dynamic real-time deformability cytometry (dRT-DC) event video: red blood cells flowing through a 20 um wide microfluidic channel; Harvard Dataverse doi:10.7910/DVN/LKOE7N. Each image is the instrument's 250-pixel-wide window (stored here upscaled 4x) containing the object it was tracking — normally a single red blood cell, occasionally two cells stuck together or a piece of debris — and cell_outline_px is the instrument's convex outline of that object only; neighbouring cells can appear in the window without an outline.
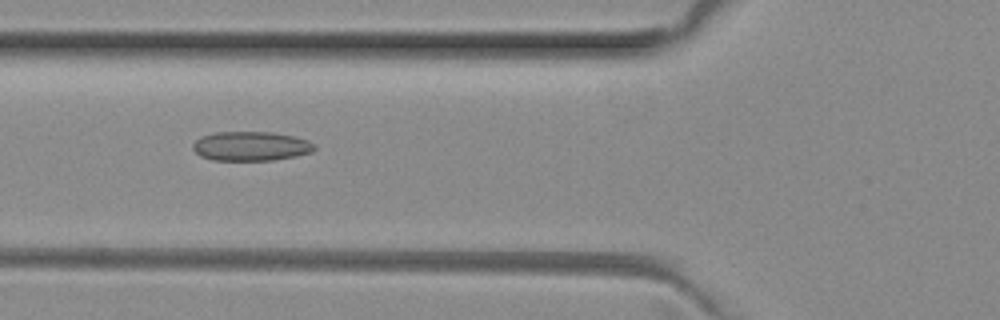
{"species": "common noctule bat (a hibernating species)", "species_latin": "Nyctalus noctula", "temperature_condition": "room temperature", "stored_images_in_passage": 7, "camera_frame_rate_fps": 3000, "um_per_image_px": 0.085, "animal": {"sex": "female", "body_mass_g": 29.2, "forearm_length_mm": 56.3}, "frame": {"image": 1, "passage_image": 5, "time_ms": 1.333, "image_size_px": [1000, 320], "cell_outline_px": [[316, 148], [312, 152], [296, 156], [272, 160], [212, 160], [200, 156], [192, 148], [192, 144], [200, 136], [216, 132], [272, 132], [296, 136], [308, 140], [316, 144]], "centroid_in_image_um": [21.34, 12.42], "position_along_channel_um": 104.5, "area_um2": 20.98}}
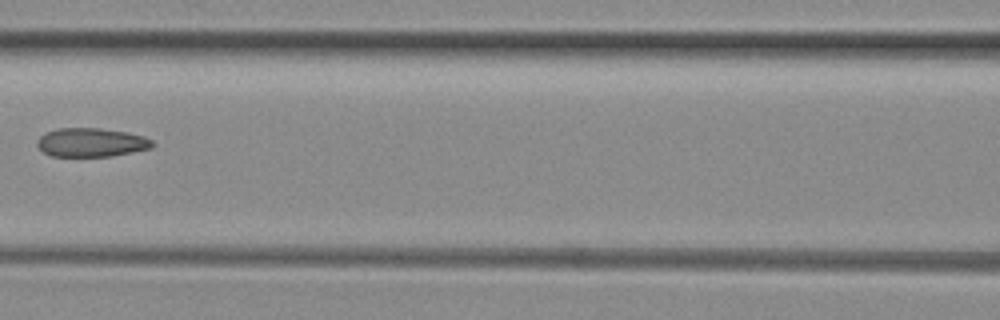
{"frame": {"image": 2, "passage_image": 6, "time_ms": 1.667, "image_size_px": [1000, 320], "cell_outline_px": [[152, 148], [112, 156], [52, 156], [44, 152], [36, 144], [36, 140], [44, 132], [56, 128], [100, 128], [128, 132], [144, 136], [152, 140]], "centroid_in_image_um": [7.73, 12.09], "position_along_channel_um": 158.9, "area_um2": 19.42}}
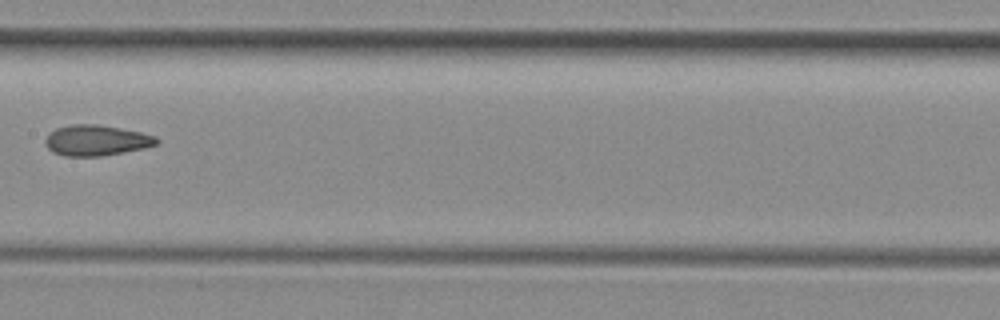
{"frame": {"image": 3, "passage_image": 7, "time_ms": 2.0, "image_size_px": [1000, 320], "cell_outline_px": [[160, 140], [156, 144], [144, 148], [124, 152], [100, 156], [64, 156], [52, 152], [48, 148], [44, 140], [56, 128], [72, 124], [96, 124], [120, 128], [140, 132], [156, 136]], "centroid_in_image_um": [8.19, 11.93], "position_along_channel_um": 199.2, "area_um2": 19.77}}